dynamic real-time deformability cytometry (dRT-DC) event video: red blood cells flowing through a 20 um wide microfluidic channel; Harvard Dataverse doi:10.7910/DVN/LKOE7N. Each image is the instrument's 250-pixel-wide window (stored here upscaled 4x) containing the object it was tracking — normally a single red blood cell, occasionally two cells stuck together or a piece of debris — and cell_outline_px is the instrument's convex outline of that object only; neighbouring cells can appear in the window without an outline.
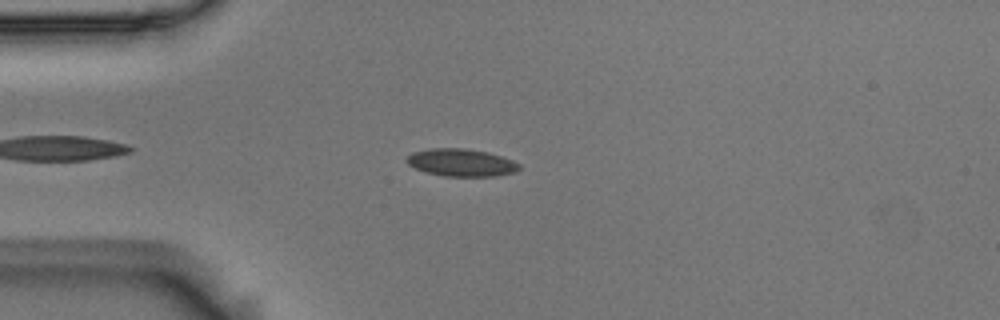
{"species": "Egyptian fruit bat (a non-hibernating species)", "species_latin": "Rousettus aegyptiacus", "temperature_condition": "room temperature", "stored_images_in_passage": 48, "camera_frame_rate_fps": 3000, "um_per_image_px": 0.085, "animal": {"sex": "male"}, "frame": {"image": 1, "passage_image": 7, "time_ms": 2.0, "image_size_px": [1000, 320], "cell_outline_px": [[520, 168], [516, 172], [496, 176], [444, 176], [424, 172], [408, 164], [404, 160], [412, 152], [428, 148], [464, 148], [488, 152], [512, 160], [520, 164]], "centroid_in_image_um": [39.19, 13.82], "position_along_channel_um": 45.8, "area_um2": 18.15}}
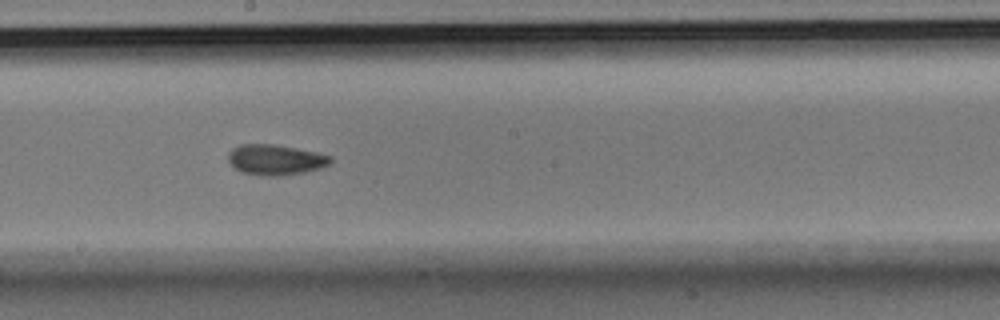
{"frame": {"image": 2, "passage_image": 23, "time_ms": 7.333, "image_size_px": [1000, 320], "cell_outline_px": [[332, 160], [328, 164], [304, 172], [276, 176], [268, 176], [244, 172], [236, 168], [228, 160], [228, 152], [232, 148], [240, 144], [272, 144], [296, 148], [316, 152], [332, 156]], "centroid_in_image_um": [23.39, 13.56], "position_along_channel_um": 224.8, "area_um2": 17.8}}
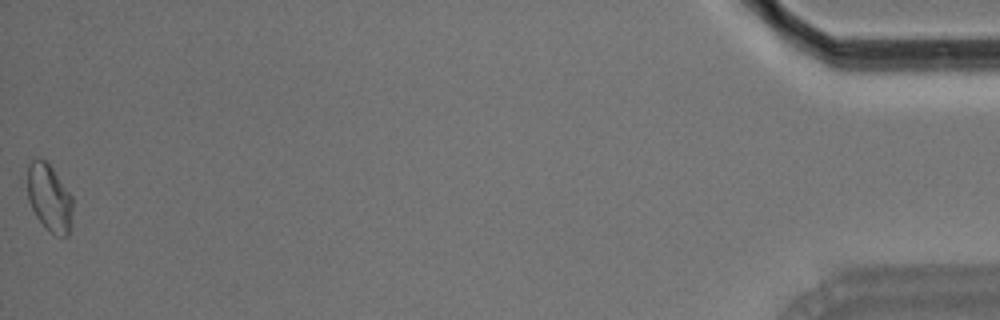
{"frame": {"image": 3, "passage_image": 48, "time_ms": 15.667, "image_size_px": [1000, 320], "cell_outline_px": [[72, 224], [68, 236], [56, 236], [36, 216], [28, 200], [28, 164], [36, 156], [44, 160], [52, 168], [72, 196]], "centroid_in_image_um": [4.21, 16.81], "position_along_channel_um": 431.0, "area_um2": 17.63}, "authors_computed_cell_mechanics": {"area_um2": 17.5712, "velocity_mm_per_s": 3.6479, "shape_relaxation_time_tau1_ms": 10.882, "shape_relaxation_time_tau2_ms": 4.2904, "deformation_change_tau1": 0.1171, "deformation_change_tau2": 0.0783}}